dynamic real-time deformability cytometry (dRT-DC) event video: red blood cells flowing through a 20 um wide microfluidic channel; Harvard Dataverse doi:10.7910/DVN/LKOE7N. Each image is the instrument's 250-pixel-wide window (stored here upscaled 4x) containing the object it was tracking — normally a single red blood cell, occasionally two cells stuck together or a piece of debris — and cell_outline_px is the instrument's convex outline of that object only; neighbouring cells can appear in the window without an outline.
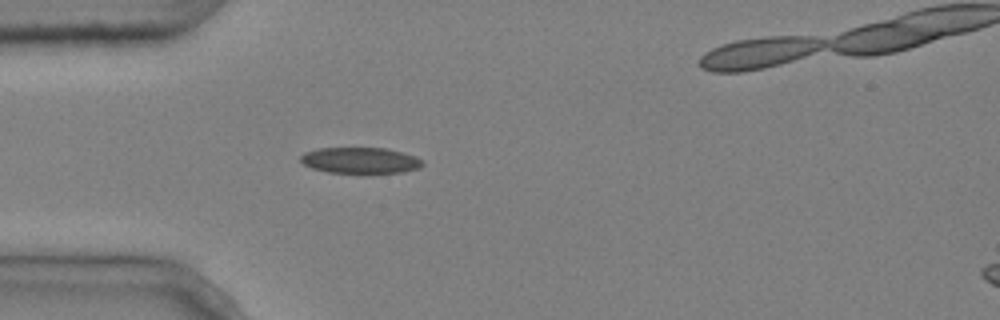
{"species": "common noctule bat (a hibernating species)", "species_latin": "Nyctalus noctula", "temperature_condition": "cold", "stored_images_in_passage": 3, "camera_frame_rate_fps": 3000, "um_per_image_px": 0.085, "animal": {"sex": "male", "body_mass_g": 20.4}, "frame": {"image": 1, "passage_image": 2, "time_ms": 0.333, "image_size_px": [1000, 320], "cell_outline_px": [[424, 164], [420, 168], [404, 172], [328, 172], [312, 168], [304, 164], [300, 160], [300, 156], [304, 152], [320, 148], [388, 148], [416, 156], [424, 160]], "centroid_in_image_um": [30.66, 13.62], "position_along_channel_um": 54.3, "area_um2": 18.44}}